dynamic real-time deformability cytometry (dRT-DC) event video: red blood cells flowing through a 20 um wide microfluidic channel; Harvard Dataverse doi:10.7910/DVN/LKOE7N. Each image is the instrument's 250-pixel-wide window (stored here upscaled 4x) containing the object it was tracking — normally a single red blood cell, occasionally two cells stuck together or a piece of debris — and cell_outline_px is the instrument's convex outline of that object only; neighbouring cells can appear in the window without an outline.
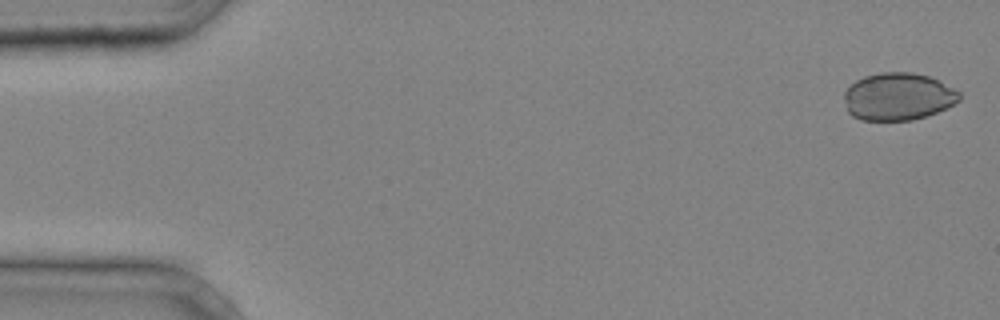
{"species": "common noctule bat (a hibernating species)", "species_latin": "Nyctalus noctula", "temperature_condition": "cold", "stored_images_in_passage": 37, "camera_frame_rate_fps": 3000, "um_per_image_px": 0.085, "animal": {"sex": "male", "body_mass_g": 20.4}, "frame": {"image": 1, "passage_image": 1, "time_ms": 0.0, "image_size_px": [1000, 320], "cell_outline_px": [[960, 100], [936, 112], [912, 120], [860, 120], [852, 116], [848, 112], [844, 96], [844, 92], [856, 80], [864, 76], [880, 72], [912, 72], [928, 76], [960, 92]], "centroid_in_image_um": [76.3, 8.21], "position_along_channel_um": 8.7, "area_um2": 31.56}}
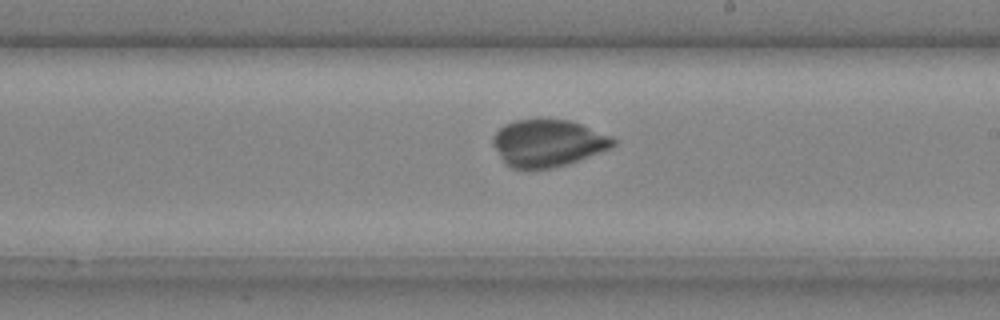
{"frame": {"image": 2, "passage_image": 24, "time_ms": 7.667, "image_size_px": [1000, 320], "cell_outline_px": [[616, 144], [612, 148], [568, 164], [548, 168], [512, 168], [504, 164], [492, 144], [492, 136], [504, 124], [516, 120], [572, 120], [612, 136], [616, 140]], "centroid_in_image_um": [46.58, 12.16], "position_along_channel_um": 242.4, "area_um2": 33.06}}
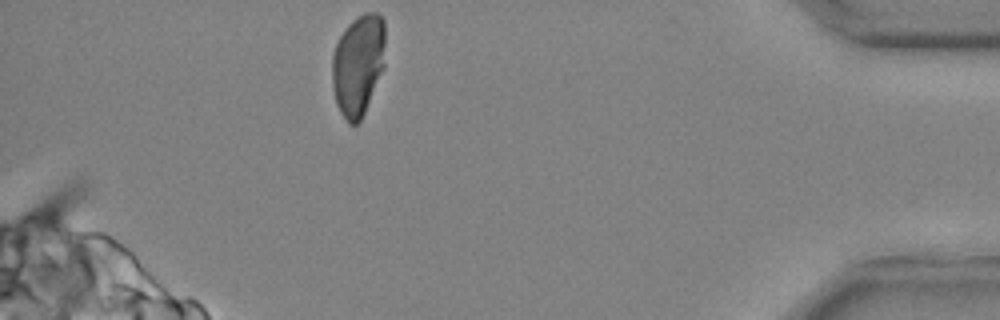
{"frame": {"image": 3, "passage_image": 37, "time_ms": 12.0, "image_size_px": [1000, 320], "cell_outline_px": [[384, 68], [364, 112], [360, 120], [356, 124], [348, 124], [340, 112], [336, 104], [332, 88], [332, 56], [336, 44], [340, 36], [348, 24], [352, 20], [364, 12], [376, 12], [384, 20]], "centroid_in_image_um": [30.43, 5.51], "position_along_channel_um": 404.8, "area_um2": 31.44}}